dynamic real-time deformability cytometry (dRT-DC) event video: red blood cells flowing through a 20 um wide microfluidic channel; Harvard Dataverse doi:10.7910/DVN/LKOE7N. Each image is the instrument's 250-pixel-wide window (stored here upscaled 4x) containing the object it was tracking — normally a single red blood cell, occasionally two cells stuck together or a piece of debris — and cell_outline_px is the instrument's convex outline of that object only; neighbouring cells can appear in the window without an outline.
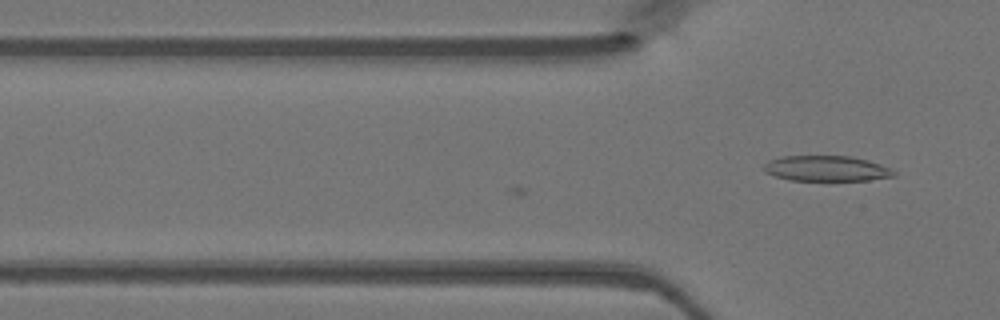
{"species": "Egyptian fruit bat (a non-hibernating species)", "species_latin": "Rousettus aegyptiacus", "temperature_condition": "warm", "stored_images_in_passage": 6, "camera_frame_rate_fps": 3000, "um_per_image_px": 0.085, "animal": {"sex": "female"}, "frame": {"image": 1, "passage_image": 6, "time_ms": 1.667, "image_size_px": [1000, 320], "cell_outline_px": [[896, 176], [868, 180], [788, 180], [764, 172], [764, 164], [768, 160], [780, 156], [848, 156], [868, 160], [880, 164], [896, 172]], "centroid_in_image_um": [70.22, 14.32], "position_along_channel_um": 55.6, "area_um2": 19.25}}